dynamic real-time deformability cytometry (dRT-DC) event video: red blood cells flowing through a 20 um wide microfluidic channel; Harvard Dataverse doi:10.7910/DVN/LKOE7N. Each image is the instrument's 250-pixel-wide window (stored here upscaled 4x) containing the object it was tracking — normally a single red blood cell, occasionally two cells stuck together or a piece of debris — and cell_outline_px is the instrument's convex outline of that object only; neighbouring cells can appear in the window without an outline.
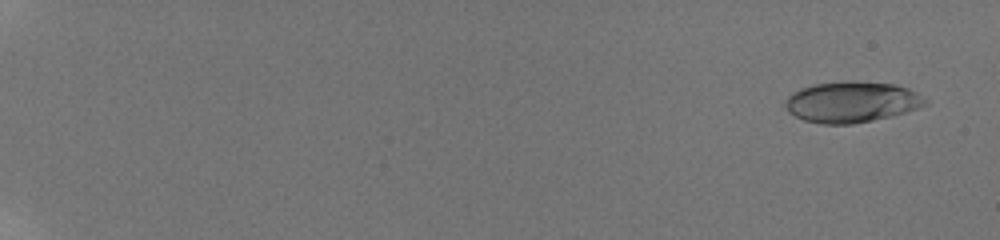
{"species": "human", "species_latin": "Homo sapiens", "temperature_condition": "room temperature", "stored_images_in_passage": 60, "camera_frame_rate_fps": 3000, "um_per_image_px": 0.085, "donor": {"sex": "male"}, "frame": {"image": 1, "passage_image": 3, "time_ms": 1.0, "image_size_px": [1000, 240], "cell_outline_px": [[928, 104], [892, 116], [852, 124], [820, 124], [804, 120], [788, 112], [784, 104], [784, 100], [792, 92], [800, 88], [816, 84], [852, 80], [892, 84], [908, 88], [916, 92], [928, 100]], "centroid_in_image_um": [72.37, 8.66], "position_along_channel_um": 12.6, "area_um2": 33.41}}
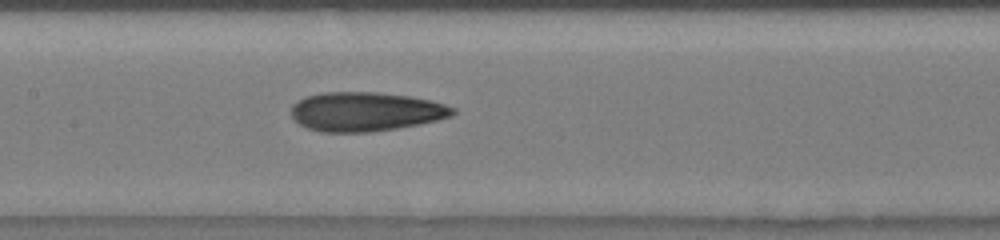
{"frame": {"image": 2, "passage_image": 28, "time_ms": 11.0, "image_size_px": [1000, 240], "cell_outline_px": [[456, 112], [452, 116], [420, 124], [396, 128], [368, 132], [320, 132], [308, 128], [300, 124], [292, 116], [292, 104], [296, 100], [308, 96], [324, 92], [376, 92], [408, 96], [432, 100], [456, 108]], "centroid_in_image_um": [31.09, 9.48], "position_along_channel_um": 176.3, "area_um2": 36.82}}
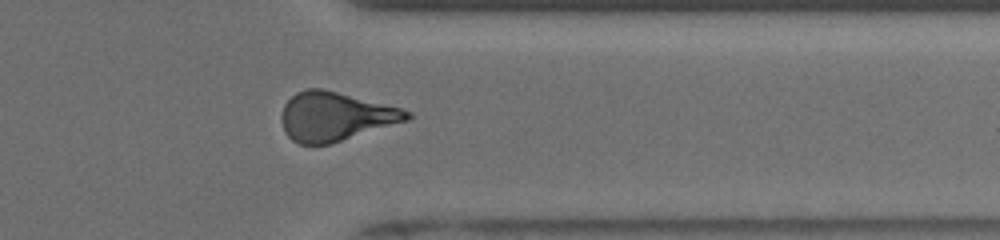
{"frame": {"image": 3, "passage_image": 42, "time_ms": 16.333, "image_size_px": [1000, 240], "cell_outline_px": [[412, 116], [408, 120], [328, 144], [300, 144], [292, 140], [288, 136], [284, 128], [280, 116], [284, 104], [296, 92], [308, 88], [320, 88], [400, 108], [412, 112]], "centroid_in_image_um": [28.46, 9.9], "position_along_channel_um": 382.9, "area_um2": 35.08}, "authors_computed_cell_mechanics": {"area_um2": 34.68, "velocity_mm_per_s": 3.886, "shape_relaxation_time_tau1_ms": 5.7857, "shape_relaxation_time_tau2_ms": 2.156, "deformation_change_tau1": 0.1664, "deformation_change_tau2": 0.1056}}